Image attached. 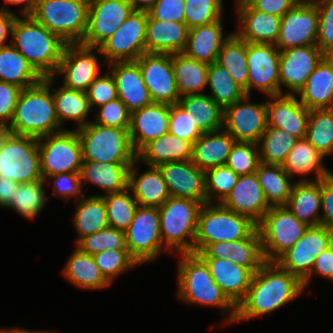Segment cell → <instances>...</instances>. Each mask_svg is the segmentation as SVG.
Masks as SVG:
<instances>
[{"label": "cell", "instance_id": "obj_1", "mask_svg": "<svg viewBox=\"0 0 333 333\" xmlns=\"http://www.w3.org/2000/svg\"><path fill=\"white\" fill-rule=\"evenodd\" d=\"M303 282L275 261H265L255 272L245 298L236 307L237 321L263 316L297 298Z\"/></svg>", "mask_w": 333, "mask_h": 333}, {"label": "cell", "instance_id": "obj_2", "mask_svg": "<svg viewBox=\"0 0 333 333\" xmlns=\"http://www.w3.org/2000/svg\"><path fill=\"white\" fill-rule=\"evenodd\" d=\"M23 18L14 19L12 45L43 78L54 77L67 43L31 15Z\"/></svg>", "mask_w": 333, "mask_h": 333}, {"label": "cell", "instance_id": "obj_3", "mask_svg": "<svg viewBox=\"0 0 333 333\" xmlns=\"http://www.w3.org/2000/svg\"><path fill=\"white\" fill-rule=\"evenodd\" d=\"M54 80L55 77H45L38 84L22 89L8 123L12 134L40 138L62 131L50 88Z\"/></svg>", "mask_w": 333, "mask_h": 333}, {"label": "cell", "instance_id": "obj_4", "mask_svg": "<svg viewBox=\"0 0 333 333\" xmlns=\"http://www.w3.org/2000/svg\"><path fill=\"white\" fill-rule=\"evenodd\" d=\"M177 266L178 296L186 303L214 306L224 311L232 310L226 322H235L236 306L223 293L212 278L206 263L194 253H180Z\"/></svg>", "mask_w": 333, "mask_h": 333}, {"label": "cell", "instance_id": "obj_5", "mask_svg": "<svg viewBox=\"0 0 333 333\" xmlns=\"http://www.w3.org/2000/svg\"><path fill=\"white\" fill-rule=\"evenodd\" d=\"M257 224L249 217L237 214L221 203H205L198 214L194 254L215 242H233L247 238Z\"/></svg>", "mask_w": 333, "mask_h": 333}, {"label": "cell", "instance_id": "obj_6", "mask_svg": "<svg viewBox=\"0 0 333 333\" xmlns=\"http://www.w3.org/2000/svg\"><path fill=\"white\" fill-rule=\"evenodd\" d=\"M202 204L188 198L169 197L158 208L164 248L171 253H194L198 214Z\"/></svg>", "mask_w": 333, "mask_h": 333}, {"label": "cell", "instance_id": "obj_7", "mask_svg": "<svg viewBox=\"0 0 333 333\" xmlns=\"http://www.w3.org/2000/svg\"><path fill=\"white\" fill-rule=\"evenodd\" d=\"M83 161L133 163L136 161L129 128L106 127L94 122L77 128Z\"/></svg>", "mask_w": 333, "mask_h": 333}, {"label": "cell", "instance_id": "obj_8", "mask_svg": "<svg viewBox=\"0 0 333 333\" xmlns=\"http://www.w3.org/2000/svg\"><path fill=\"white\" fill-rule=\"evenodd\" d=\"M90 0H38L31 16L67 44L81 43Z\"/></svg>", "mask_w": 333, "mask_h": 333}, {"label": "cell", "instance_id": "obj_9", "mask_svg": "<svg viewBox=\"0 0 333 333\" xmlns=\"http://www.w3.org/2000/svg\"><path fill=\"white\" fill-rule=\"evenodd\" d=\"M286 206H271L257 224L265 261H275L308 229Z\"/></svg>", "mask_w": 333, "mask_h": 333}, {"label": "cell", "instance_id": "obj_10", "mask_svg": "<svg viewBox=\"0 0 333 333\" xmlns=\"http://www.w3.org/2000/svg\"><path fill=\"white\" fill-rule=\"evenodd\" d=\"M0 176L17 183L43 180L38 138L11 133L0 147Z\"/></svg>", "mask_w": 333, "mask_h": 333}, {"label": "cell", "instance_id": "obj_11", "mask_svg": "<svg viewBox=\"0 0 333 333\" xmlns=\"http://www.w3.org/2000/svg\"><path fill=\"white\" fill-rule=\"evenodd\" d=\"M38 149L43 180L59 173L81 171L82 148L76 129L38 138Z\"/></svg>", "mask_w": 333, "mask_h": 333}, {"label": "cell", "instance_id": "obj_12", "mask_svg": "<svg viewBox=\"0 0 333 333\" xmlns=\"http://www.w3.org/2000/svg\"><path fill=\"white\" fill-rule=\"evenodd\" d=\"M148 12L132 11L121 26L96 52L102 54L108 64L136 61L146 53V25Z\"/></svg>", "mask_w": 333, "mask_h": 333}, {"label": "cell", "instance_id": "obj_13", "mask_svg": "<svg viewBox=\"0 0 333 333\" xmlns=\"http://www.w3.org/2000/svg\"><path fill=\"white\" fill-rule=\"evenodd\" d=\"M125 239L128 253L138 265L158 257L164 247L158 208L138 206L134 219L125 231Z\"/></svg>", "mask_w": 333, "mask_h": 333}, {"label": "cell", "instance_id": "obj_14", "mask_svg": "<svg viewBox=\"0 0 333 333\" xmlns=\"http://www.w3.org/2000/svg\"><path fill=\"white\" fill-rule=\"evenodd\" d=\"M333 245V231L324 226H309L302 237L275 262L303 281L312 270L316 257Z\"/></svg>", "mask_w": 333, "mask_h": 333}, {"label": "cell", "instance_id": "obj_15", "mask_svg": "<svg viewBox=\"0 0 333 333\" xmlns=\"http://www.w3.org/2000/svg\"><path fill=\"white\" fill-rule=\"evenodd\" d=\"M249 100L250 96L245 95L241 100L224 109L223 129L236 142L257 144L267 128L266 101L253 104Z\"/></svg>", "mask_w": 333, "mask_h": 333}, {"label": "cell", "instance_id": "obj_16", "mask_svg": "<svg viewBox=\"0 0 333 333\" xmlns=\"http://www.w3.org/2000/svg\"><path fill=\"white\" fill-rule=\"evenodd\" d=\"M136 62L153 103L178 104L181 96L176 86L172 54L146 52Z\"/></svg>", "mask_w": 333, "mask_h": 333}, {"label": "cell", "instance_id": "obj_17", "mask_svg": "<svg viewBox=\"0 0 333 333\" xmlns=\"http://www.w3.org/2000/svg\"><path fill=\"white\" fill-rule=\"evenodd\" d=\"M132 11L128 0H90L87 30L80 44L99 48Z\"/></svg>", "mask_w": 333, "mask_h": 333}, {"label": "cell", "instance_id": "obj_18", "mask_svg": "<svg viewBox=\"0 0 333 333\" xmlns=\"http://www.w3.org/2000/svg\"><path fill=\"white\" fill-rule=\"evenodd\" d=\"M280 50L275 44L247 42L248 95L254 87L269 97L280 95Z\"/></svg>", "mask_w": 333, "mask_h": 333}, {"label": "cell", "instance_id": "obj_19", "mask_svg": "<svg viewBox=\"0 0 333 333\" xmlns=\"http://www.w3.org/2000/svg\"><path fill=\"white\" fill-rule=\"evenodd\" d=\"M319 14L316 3L296 4L281 17L279 37L275 46L280 50L316 45Z\"/></svg>", "mask_w": 333, "mask_h": 333}, {"label": "cell", "instance_id": "obj_20", "mask_svg": "<svg viewBox=\"0 0 333 333\" xmlns=\"http://www.w3.org/2000/svg\"><path fill=\"white\" fill-rule=\"evenodd\" d=\"M325 55L316 45L292 47L280 51V95H295ZM282 86L289 89L283 92Z\"/></svg>", "mask_w": 333, "mask_h": 333}, {"label": "cell", "instance_id": "obj_21", "mask_svg": "<svg viewBox=\"0 0 333 333\" xmlns=\"http://www.w3.org/2000/svg\"><path fill=\"white\" fill-rule=\"evenodd\" d=\"M93 49L80 43L66 44L54 77L64 74L65 88L86 91L100 72Z\"/></svg>", "mask_w": 333, "mask_h": 333}, {"label": "cell", "instance_id": "obj_22", "mask_svg": "<svg viewBox=\"0 0 333 333\" xmlns=\"http://www.w3.org/2000/svg\"><path fill=\"white\" fill-rule=\"evenodd\" d=\"M167 184L171 197L188 198L207 203L205 171L191 160L165 162L157 166Z\"/></svg>", "mask_w": 333, "mask_h": 333}, {"label": "cell", "instance_id": "obj_23", "mask_svg": "<svg viewBox=\"0 0 333 333\" xmlns=\"http://www.w3.org/2000/svg\"><path fill=\"white\" fill-rule=\"evenodd\" d=\"M170 105L152 103L131 113L129 136L137 153L150 141L169 133Z\"/></svg>", "mask_w": 333, "mask_h": 333}, {"label": "cell", "instance_id": "obj_24", "mask_svg": "<svg viewBox=\"0 0 333 333\" xmlns=\"http://www.w3.org/2000/svg\"><path fill=\"white\" fill-rule=\"evenodd\" d=\"M221 204L237 214L249 217L256 224L270 209L256 172L239 176L230 194Z\"/></svg>", "mask_w": 333, "mask_h": 333}, {"label": "cell", "instance_id": "obj_25", "mask_svg": "<svg viewBox=\"0 0 333 333\" xmlns=\"http://www.w3.org/2000/svg\"><path fill=\"white\" fill-rule=\"evenodd\" d=\"M235 1L240 26L234 33L249 43L276 44L281 17L257 11L245 0Z\"/></svg>", "mask_w": 333, "mask_h": 333}, {"label": "cell", "instance_id": "obj_26", "mask_svg": "<svg viewBox=\"0 0 333 333\" xmlns=\"http://www.w3.org/2000/svg\"><path fill=\"white\" fill-rule=\"evenodd\" d=\"M196 254L200 258L227 259L239 266L250 268L254 272L265 262L258 228L245 239L233 242H215Z\"/></svg>", "mask_w": 333, "mask_h": 333}, {"label": "cell", "instance_id": "obj_27", "mask_svg": "<svg viewBox=\"0 0 333 333\" xmlns=\"http://www.w3.org/2000/svg\"><path fill=\"white\" fill-rule=\"evenodd\" d=\"M266 107L267 126L280 128L297 139L305 138L310 110L295 95L271 96Z\"/></svg>", "mask_w": 333, "mask_h": 333}, {"label": "cell", "instance_id": "obj_28", "mask_svg": "<svg viewBox=\"0 0 333 333\" xmlns=\"http://www.w3.org/2000/svg\"><path fill=\"white\" fill-rule=\"evenodd\" d=\"M109 65L116 82L118 98L131 113L153 103L136 61L112 62Z\"/></svg>", "mask_w": 333, "mask_h": 333}, {"label": "cell", "instance_id": "obj_29", "mask_svg": "<svg viewBox=\"0 0 333 333\" xmlns=\"http://www.w3.org/2000/svg\"><path fill=\"white\" fill-rule=\"evenodd\" d=\"M223 293L237 307L245 298L255 272L221 258H201Z\"/></svg>", "mask_w": 333, "mask_h": 333}, {"label": "cell", "instance_id": "obj_30", "mask_svg": "<svg viewBox=\"0 0 333 333\" xmlns=\"http://www.w3.org/2000/svg\"><path fill=\"white\" fill-rule=\"evenodd\" d=\"M133 162L128 174V189L142 207H161L170 197L167 184L160 169L157 166H149V169L138 175Z\"/></svg>", "mask_w": 333, "mask_h": 333}, {"label": "cell", "instance_id": "obj_31", "mask_svg": "<svg viewBox=\"0 0 333 333\" xmlns=\"http://www.w3.org/2000/svg\"><path fill=\"white\" fill-rule=\"evenodd\" d=\"M186 23L154 20L148 15L146 25L147 53H183L188 39Z\"/></svg>", "mask_w": 333, "mask_h": 333}, {"label": "cell", "instance_id": "obj_32", "mask_svg": "<svg viewBox=\"0 0 333 333\" xmlns=\"http://www.w3.org/2000/svg\"><path fill=\"white\" fill-rule=\"evenodd\" d=\"M222 18L218 21L189 30L184 54L207 64L217 62L223 43L231 35L223 37Z\"/></svg>", "mask_w": 333, "mask_h": 333}, {"label": "cell", "instance_id": "obj_33", "mask_svg": "<svg viewBox=\"0 0 333 333\" xmlns=\"http://www.w3.org/2000/svg\"><path fill=\"white\" fill-rule=\"evenodd\" d=\"M307 109L333 108V64L324 56L297 93Z\"/></svg>", "mask_w": 333, "mask_h": 333}, {"label": "cell", "instance_id": "obj_34", "mask_svg": "<svg viewBox=\"0 0 333 333\" xmlns=\"http://www.w3.org/2000/svg\"><path fill=\"white\" fill-rule=\"evenodd\" d=\"M235 142L224 129L203 133L193 144L191 161L204 171L225 165Z\"/></svg>", "mask_w": 333, "mask_h": 333}, {"label": "cell", "instance_id": "obj_35", "mask_svg": "<svg viewBox=\"0 0 333 333\" xmlns=\"http://www.w3.org/2000/svg\"><path fill=\"white\" fill-rule=\"evenodd\" d=\"M193 145L171 133L154 139L144 145L137 153L136 160L147 166H158L165 162L186 161L192 158Z\"/></svg>", "mask_w": 333, "mask_h": 333}, {"label": "cell", "instance_id": "obj_36", "mask_svg": "<svg viewBox=\"0 0 333 333\" xmlns=\"http://www.w3.org/2000/svg\"><path fill=\"white\" fill-rule=\"evenodd\" d=\"M300 221L308 226H319L321 210V179L297 181L285 205Z\"/></svg>", "mask_w": 333, "mask_h": 333}, {"label": "cell", "instance_id": "obj_37", "mask_svg": "<svg viewBox=\"0 0 333 333\" xmlns=\"http://www.w3.org/2000/svg\"><path fill=\"white\" fill-rule=\"evenodd\" d=\"M132 164L83 161L81 181L98 185L107 194L122 192L128 188V174Z\"/></svg>", "mask_w": 333, "mask_h": 333}, {"label": "cell", "instance_id": "obj_38", "mask_svg": "<svg viewBox=\"0 0 333 333\" xmlns=\"http://www.w3.org/2000/svg\"><path fill=\"white\" fill-rule=\"evenodd\" d=\"M42 80L43 77L12 44L0 48V81L24 89Z\"/></svg>", "mask_w": 333, "mask_h": 333}, {"label": "cell", "instance_id": "obj_39", "mask_svg": "<svg viewBox=\"0 0 333 333\" xmlns=\"http://www.w3.org/2000/svg\"><path fill=\"white\" fill-rule=\"evenodd\" d=\"M62 274L68 281L82 289H104L111 283L104 277L92 255L77 247L69 256Z\"/></svg>", "mask_w": 333, "mask_h": 333}, {"label": "cell", "instance_id": "obj_40", "mask_svg": "<svg viewBox=\"0 0 333 333\" xmlns=\"http://www.w3.org/2000/svg\"><path fill=\"white\" fill-rule=\"evenodd\" d=\"M325 158L306 138L298 139L295 146L288 153L282 168L292 178L294 174L308 175L314 171L315 180L329 176L323 162Z\"/></svg>", "mask_w": 333, "mask_h": 333}, {"label": "cell", "instance_id": "obj_41", "mask_svg": "<svg viewBox=\"0 0 333 333\" xmlns=\"http://www.w3.org/2000/svg\"><path fill=\"white\" fill-rule=\"evenodd\" d=\"M177 90L180 96L201 94L207 86L208 64L187 57L184 53L172 54Z\"/></svg>", "mask_w": 333, "mask_h": 333}, {"label": "cell", "instance_id": "obj_42", "mask_svg": "<svg viewBox=\"0 0 333 333\" xmlns=\"http://www.w3.org/2000/svg\"><path fill=\"white\" fill-rule=\"evenodd\" d=\"M178 104L197 121V127L202 133L223 129L224 109L207 94L184 95Z\"/></svg>", "mask_w": 333, "mask_h": 333}, {"label": "cell", "instance_id": "obj_43", "mask_svg": "<svg viewBox=\"0 0 333 333\" xmlns=\"http://www.w3.org/2000/svg\"><path fill=\"white\" fill-rule=\"evenodd\" d=\"M78 204L74 212V226L78 233L76 243L83 237L94 234L109 226L107 208L101 195H92L88 198H76Z\"/></svg>", "mask_w": 333, "mask_h": 333}, {"label": "cell", "instance_id": "obj_44", "mask_svg": "<svg viewBox=\"0 0 333 333\" xmlns=\"http://www.w3.org/2000/svg\"><path fill=\"white\" fill-rule=\"evenodd\" d=\"M256 175L269 206H285L295 183L282 166L260 162Z\"/></svg>", "mask_w": 333, "mask_h": 333}, {"label": "cell", "instance_id": "obj_45", "mask_svg": "<svg viewBox=\"0 0 333 333\" xmlns=\"http://www.w3.org/2000/svg\"><path fill=\"white\" fill-rule=\"evenodd\" d=\"M51 90L60 126L66 120L77 121L78 128L89 123L85 119L91 107L85 91L68 89L64 86Z\"/></svg>", "mask_w": 333, "mask_h": 333}, {"label": "cell", "instance_id": "obj_46", "mask_svg": "<svg viewBox=\"0 0 333 333\" xmlns=\"http://www.w3.org/2000/svg\"><path fill=\"white\" fill-rule=\"evenodd\" d=\"M217 63L226 68L234 81L248 95L247 42L232 33L223 43Z\"/></svg>", "mask_w": 333, "mask_h": 333}, {"label": "cell", "instance_id": "obj_47", "mask_svg": "<svg viewBox=\"0 0 333 333\" xmlns=\"http://www.w3.org/2000/svg\"><path fill=\"white\" fill-rule=\"evenodd\" d=\"M207 86H210V97L223 109L246 95L226 68L217 62L208 64Z\"/></svg>", "mask_w": 333, "mask_h": 333}, {"label": "cell", "instance_id": "obj_48", "mask_svg": "<svg viewBox=\"0 0 333 333\" xmlns=\"http://www.w3.org/2000/svg\"><path fill=\"white\" fill-rule=\"evenodd\" d=\"M297 140L296 137L280 128L267 126L257 143L260 162L282 166Z\"/></svg>", "mask_w": 333, "mask_h": 333}, {"label": "cell", "instance_id": "obj_49", "mask_svg": "<svg viewBox=\"0 0 333 333\" xmlns=\"http://www.w3.org/2000/svg\"><path fill=\"white\" fill-rule=\"evenodd\" d=\"M305 138L324 157L333 153V108L310 110Z\"/></svg>", "mask_w": 333, "mask_h": 333}, {"label": "cell", "instance_id": "obj_50", "mask_svg": "<svg viewBox=\"0 0 333 333\" xmlns=\"http://www.w3.org/2000/svg\"><path fill=\"white\" fill-rule=\"evenodd\" d=\"M45 183L44 180L19 183L7 208H12L23 217L34 219L46 204Z\"/></svg>", "mask_w": 333, "mask_h": 333}, {"label": "cell", "instance_id": "obj_51", "mask_svg": "<svg viewBox=\"0 0 333 333\" xmlns=\"http://www.w3.org/2000/svg\"><path fill=\"white\" fill-rule=\"evenodd\" d=\"M131 194L127 188L122 192L102 195L107 208L109 226L123 232L128 229L139 206Z\"/></svg>", "mask_w": 333, "mask_h": 333}, {"label": "cell", "instance_id": "obj_52", "mask_svg": "<svg viewBox=\"0 0 333 333\" xmlns=\"http://www.w3.org/2000/svg\"><path fill=\"white\" fill-rule=\"evenodd\" d=\"M76 247L83 253L95 255L105 250H127L125 232L107 226L98 232L81 238Z\"/></svg>", "mask_w": 333, "mask_h": 333}, {"label": "cell", "instance_id": "obj_53", "mask_svg": "<svg viewBox=\"0 0 333 333\" xmlns=\"http://www.w3.org/2000/svg\"><path fill=\"white\" fill-rule=\"evenodd\" d=\"M239 175L226 165L205 171L207 203H222L235 186ZM213 196V197H212ZM214 200V201H213Z\"/></svg>", "mask_w": 333, "mask_h": 333}, {"label": "cell", "instance_id": "obj_54", "mask_svg": "<svg viewBox=\"0 0 333 333\" xmlns=\"http://www.w3.org/2000/svg\"><path fill=\"white\" fill-rule=\"evenodd\" d=\"M222 0H185V23L188 29L221 19Z\"/></svg>", "mask_w": 333, "mask_h": 333}, {"label": "cell", "instance_id": "obj_55", "mask_svg": "<svg viewBox=\"0 0 333 333\" xmlns=\"http://www.w3.org/2000/svg\"><path fill=\"white\" fill-rule=\"evenodd\" d=\"M257 147L253 142H235L225 165L239 176L255 173L260 163Z\"/></svg>", "mask_w": 333, "mask_h": 333}, {"label": "cell", "instance_id": "obj_56", "mask_svg": "<svg viewBox=\"0 0 333 333\" xmlns=\"http://www.w3.org/2000/svg\"><path fill=\"white\" fill-rule=\"evenodd\" d=\"M93 258L104 277L110 283L119 274L138 265L129 255L128 250H105L93 255Z\"/></svg>", "mask_w": 333, "mask_h": 333}, {"label": "cell", "instance_id": "obj_57", "mask_svg": "<svg viewBox=\"0 0 333 333\" xmlns=\"http://www.w3.org/2000/svg\"><path fill=\"white\" fill-rule=\"evenodd\" d=\"M169 133L189 141L192 145L203 134L193 115L179 104L170 105Z\"/></svg>", "mask_w": 333, "mask_h": 333}, {"label": "cell", "instance_id": "obj_58", "mask_svg": "<svg viewBox=\"0 0 333 333\" xmlns=\"http://www.w3.org/2000/svg\"><path fill=\"white\" fill-rule=\"evenodd\" d=\"M318 14V34L316 46L325 55L333 49V0H316Z\"/></svg>", "mask_w": 333, "mask_h": 333}, {"label": "cell", "instance_id": "obj_59", "mask_svg": "<svg viewBox=\"0 0 333 333\" xmlns=\"http://www.w3.org/2000/svg\"><path fill=\"white\" fill-rule=\"evenodd\" d=\"M96 113L97 118L94 120L96 124L115 128H129L130 126L131 112L119 98L100 106Z\"/></svg>", "mask_w": 333, "mask_h": 333}, {"label": "cell", "instance_id": "obj_60", "mask_svg": "<svg viewBox=\"0 0 333 333\" xmlns=\"http://www.w3.org/2000/svg\"><path fill=\"white\" fill-rule=\"evenodd\" d=\"M90 107H98L118 98L116 82L112 74L98 76L85 91Z\"/></svg>", "mask_w": 333, "mask_h": 333}, {"label": "cell", "instance_id": "obj_61", "mask_svg": "<svg viewBox=\"0 0 333 333\" xmlns=\"http://www.w3.org/2000/svg\"><path fill=\"white\" fill-rule=\"evenodd\" d=\"M54 181L53 195L62 196L65 199L71 198L75 195H80V199L84 197L85 194L82 193L81 189H83V184L81 181L80 172H66L59 173L52 176H48L44 179V181L50 180Z\"/></svg>", "mask_w": 333, "mask_h": 333}, {"label": "cell", "instance_id": "obj_62", "mask_svg": "<svg viewBox=\"0 0 333 333\" xmlns=\"http://www.w3.org/2000/svg\"><path fill=\"white\" fill-rule=\"evenodd\" d=\"M185 0H157L148 11L154 20L185 23Z\"/></svg>", "mask_w": 333, "mask_h": 333}, {"label": "cell", "instance_id": "obj_63", "mask_svg": "<svg viewBox=\"0 0 333 333\" xmlns=\"http://www.w3.org/2000/svg\"><path fill=\"white\" fill-rule=\"evenodd\" d=\"M22 88L0 81V124L11 122Z\"/></svg>", "mask_w": 333, "mask_h": 333}, {"label": "cell", "instance_id": "obj_64", "mask_svg": "<svg viewBox=\"0 0 333 333\" xmlns=\"http://www.w3.org/2000/svg\"><path fill=\"white\" fill-rule=\"evenodd\" d=\"M321 209L320 225L333 231V173L321 179Z\"/></svg>", "mask_w": 333, "mask_h": 333}, {"label": "cell", "instance_id": "obj_65", "mask_svg": "<svg viewBox=\"0 0 333 333\" xmlns=\"http://www.w3.org/2000/svg\"><path fill=\"white\" fill-rule=\"evenodd\" d=\"M253 9L276 15L278 17L284 16L291 10L296 3L293 0H245Z\"/></svg>", "mask_w": 333, "mask_h": 333}, {"label": "cell", "instance_id": "obj_66", "mask_svg": "<svg viewBox=\"0 0 333 333\" xmlns=\"http://www.w3.org/2000/svg\"><path fill=\"white\" fill-rule=\"evenodd\" d=\"M313 273L320 274L333 281V245L316 257L311 273L302 281L304 290L311 280Z\"/></svg>", "mask_w": 333, "mask_h": 333}, {"label": "cell", "instance_id": "obj_67", "mask_svg": "<svg viewBox=\"0 0 333 333\" xmlns=\"http://www.w3.org/2000/svg\"><path fill=\"white\" fill-rule=\"evenodd\" d=\"M16 15L5 9L4 7L0 8V48L6 46V39L8 35H11L12 24Z\"/></svg>", "mask_w": 333, "mask_h": 333}, {"label": "cell", "instance_id": "obj_68", "mask_svg": "<svg viewBox=\"0 0 333 333\" xmlns=\"http://www.w3.org/2000/svg\"><path fill=\"white\" fill-rule=\"evenodd\" d=\"M19 183L10 180L7 177L0 176V206L7 207L11 202V197H13L14 189Z\"/></svg>", "mask_w": 333, "mask_h": 333}, {"label": "cell", "instance_id": "obj_69", "mask_svg": "<svg viewBox=\"0 0 333 333\" xmlns=\"http://www.w3.org/2000/svg\"><path fill=\"white\" fill-rule=\"evenodd\" d=\"M38 0H5V2L10 4H22L25 3L24 8L21 9L22 16L31 15L36 8Z\"/></svg>", "mask_w": 333, "mask_h": 333}, {"label": "cell", "instance_id": "obj_70", "mask_svg": "<svg viewBox=\"0 0 333 333\" xmlns=\"http://www.w3.org/2000/svg\"><path fill=\"white\" fill-rule=\"evenodd\" d=\"M157 0H128L134 11L148 12Z\"/></svg>", "mask_w": 333, "mask_h": 333}, {"label": "cell", "instance_id": "obj_71", "mask_svg": "<svg viewBox=\"0 0 333 333\" xmlns=\"http://www.w3.org/2000/svg\"><path fill=\"white\" fill-rule=\"evenodd\" d=\"M11 134L9 124H0V147Z\"/></svg>", "mask_w": 333, "mask_h": 333}, {"label": "cell", "instance_id": "obj_72", "mask_svg": "<svg viewBox=\"0 0 333 333\" xmlns=\"http://www.w3.org/2000/svg\"><path fill=\"white\" fill-rule=\"evenodd\" d=\"M0 333H48L42 331H28L27 329L20 328H9V329H0ZM50 333V332H49Z\"/></svg>", "mask_w": 333, "mask_h": 333}, {"label": "cell", "instance_id": "obj_73", "mask_svg": "<svg viewBox=\"0 0 333 333\" xmlns=\"http://www.w3.org/2000/svg\"><path fill=\"white\" fill-rule=\"evenodd\" d=\"M296 4H313L316 0H293Z\"/></svg>", "mask_w": 333, "mask_h": 333}, {"label": "cell", "instance_id": "obj_74", "mask_svg": "<svg viewBox=\"0 0 333 333\" xmlns=\"http://www.w3.org/2000/svg\"><path fill=\"white\" fill-rule=\"evenodd\" d=\"M325 56L328 58V60L333 64V49L330 50Z\"/></svg>", "mask_w": 333, "mask_h": 333}]
</instances>
